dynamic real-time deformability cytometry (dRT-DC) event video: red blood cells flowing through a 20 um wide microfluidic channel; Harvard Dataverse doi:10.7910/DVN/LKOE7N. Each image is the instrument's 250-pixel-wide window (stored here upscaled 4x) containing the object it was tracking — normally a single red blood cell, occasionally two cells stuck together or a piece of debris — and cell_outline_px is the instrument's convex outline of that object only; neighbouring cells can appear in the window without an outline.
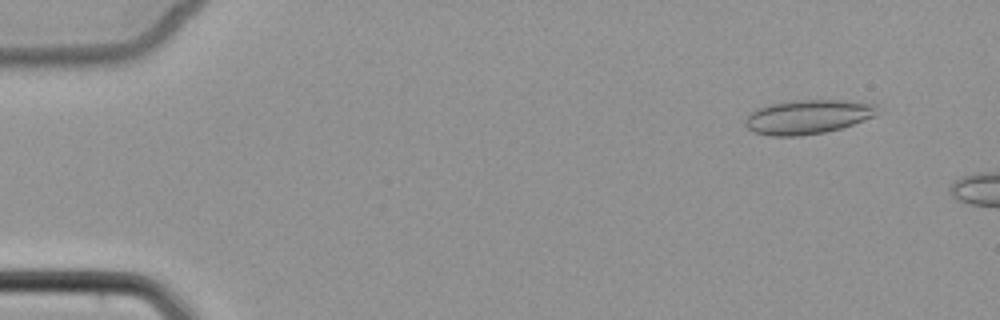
{"species": "common noctule bat (a hibernating species)", "species_latin": "Nyctalus noctula", "temperature_condition": "cold", "stored_images_in_passage": 4, "camera_frame_rate_fps": 3000, "um_per_image_px": 0.085, "animal": {"sex": "female", "body_mass_g": 22.7, "forearm_length_mm": 54.2}, "frame": {"image": 1, "passage_image": 2, "time_ms": 1.0, "image_size_px": [1000, 320], "cell_outline_px": [[884, 108], [876, 116], [840, 128], [824, 132], [800, 136], [772, 136], [756, 132], [748, 128], [744, 124], [744, 120], [756, 108], [772, 104], [792, 100], [844, 100], [876, 104]], "centroid_in_image_um": [68.73, 9.92], "position_along_channel_um": 16.3, "area_um2": 26.47}}